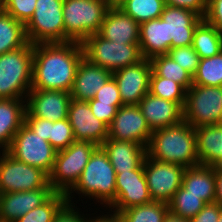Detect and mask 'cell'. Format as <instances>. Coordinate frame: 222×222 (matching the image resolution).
I'll return each instance as SVG.
<instances>
[{
	"mask_svg": "<svg viewBox=\"0 0 222 222\" xmlns=\"http://www.w3.org/2000/svg\"><path fill=\"white\" fill-rule=\"evenodd\" d=\"M222 114V86L193 84L186 92L183 121L193 128L219 124Z\"/></svg>",
	"mask_w": 222,
	"mask_h": 222,
	"instance_id": "9c48e42d",
	"label": "cell"
},
{
	"mask_svg": "<svg viewBox=\"0 0 222 222\" xmlns=\"http://www.w3.org/2000/svg\"><path fill=\"white\" fill-rule=\"evenodd\" d=\"M203 19L222 33V0H207V11Z\"/></svg>",
	"mask_w": 222,
	"mask_h": 222,
	"instance_id": "ee69618b",
	"label": "cell"
},
{
	"mask_svg": "<svg viewBox=\"0 0 222 222\" xmlns=\"http://www.w3.org/2000/svg\"><path fill=\"white\" fill-rule=\"evenodd\" d=\"M193 84L202 86H222V51L210 58L200 59L193 76Z\"/></svg>",
	"mask_w": 222,
	"mask_h": 222,
	"instance_id": "d590c367",
	"label": "cell"
},
{
	"mask_svg": "<svg viewBox=\"0 0 222 222\" xmlns=\"http://www.w3.org/2000/svg\"><path fill=\"white\" fill-rule=\"evenodd\" d=\"M74 141L73 130L68 119L51 121L49 143L57 151L69 147Z\"/></svg>",
	"mask_w": 222,
	"mask_h": 222,
	"instance_id": "8d00e7d4",
	"label": "cell"
},
{
	"mask_svg": "<svg viewBox=\"0 0 222 222\" xmlns=\"http://www.w3.org/2000/svg\"><path fill=\"white\" fill-rule=\"evenodd\" d=\"M112 77V72L90 63L83 58L77 68L71 99L87 102L95 97L96 92Z\"/></svg>",
	"mask_w": 222,
	"mask_h": 222,
	"instance_id": "7402d4cb",
	"label": "cell"
},
{
	"mask_svg": "<svg viewBox=\"0 0 222 222\" xmlns=\"http://www.w3.org/2000/svg\"><path fill=\"white\" fill-rule=\"evenodd\" d=\"M221 211L222 207L218 203H207L190 222H218Z\"/></svg>",
	"mask_w": 222,
	"mask_h": 222,
	"instance_id": "f6af8a7d",
	"label": "cell"
},
{
	"mask_svg": "<svg viewBox=\"0 0 222 222\" xmlns=\"http://www.w3.org/2000/svg\"><path fill=\"white\" fill-rule=\"evenodd\" d=\"M169 211L168 203L152 201L130 207L118 214L123 222H163Z\"/></svg>",
	"mask_w": 222,
	"mask_h": 222,
	"instance_id": "4dcf8cb0",
	"label": "cell"
},
{
	"mask_svg": "<svg viewBox=\"0 0 222 222\" xmlns=\"http://www.w3.org/2000/svg\"><path fill=\"white\" fill-rule=\"evenodd\" d=\"M106 0H64L65 43H83L98 33L109 10Z\"/></svg>",
	"mask_w": 222,
	"mask_h": 222,
	"instance_id": "5b68a950",
	"label": "cell"
},
{
	"mask_svg": "<svg viewBox=\"0 0 222 222\" xmlns=\"http://www.w3.org/2000/svg\"><path fill=\"white\" fill-rule=\"evenodd\" d=\"M92 197L101 204L110 206L115 201L116 172L111 165L108 156L101 146H98L92 153L89 162L83 169L79 180L66 193L67 202L71 203V193Z\"/></svg>",
	"mask_w": 222,
	"mask_h": 222,
	"instance_id": "3957f363",
	"label": "cell"
},
{
	"mask_svg": "<svg viewBox=\"0 0 222 222\" xmlns=\"http://www.w3.org/2000/svg\"><path fill=\"white\" fill-rule=\"evenodd\" d=\"M26 98V111L32 117H39L52 122L67 119L72 100L70 92L31 89Z\"/></svg>",
	"mask_w": 222,
	"mask_h": 222,
	"instance_id": "2e32d148",
	"label": "cell"
},
{
	"mask_svg": "<svg viewBox=\"0 0 222 222\" xmlns=\"http://www.w3.org/2000/svg\"><path fill=\"white\" fill-rule=\"evenodd\" d=\"M146 152L155 160L179 164L185 168L200 165L195 129L185 121L152 131Z\"/></svg>",
	"mask_w": 222,
	"mask_h": 222,
	"instance_id": "7a4b0ae2",
	"label": "cell"
},
{
	"mask_svg": "<svg viewBox=\"0 0 222 222\" xmlns=\"http://www.w3.org/2000/svg\"><path fill=\"white\" fill-rule=\"evenodd\" d=\"M165 5L190 10L204 18L207 11V0H164Z\"/></svg>",
	"mask_w": 222,
	"mask_h": 222,
	"instance_id": "7bdbcfd3",
	"label": "cell"
},
{
	"mask_svg": "<svg viewBox=\"0 0 222 222\" xmlns=\"http://www.w3.org/2000/svg\"><path fill=\"white\" fill-rule=\"evenodd\" d=\"M191 46L200 59L215 56L222 51V33L203 19L194 30Z\"/></svg>",
	"mask_w": 222,
	"mask_h": 222,
	"instance_id": "83f0119b",
	"label": "cell"
},
{
	"mask_svg": "<svg viewBox=\"0 0 222 222\" xmlns=\"http://www.w3.org/2000/svg\"><path fill=\"white\" fill-rule=\"evenodd\" d=\"M82 47L84 58L112 73L144 59L139 44L115 43L98 33L90 35L82 43Z\"/></svg>",
	"mask_w": 222,
	"mask_h": 222,
	"instance_id": "52a82bcc",
	"label": "cell"
},
{
	"mask_svg": "<svg viewBox=\"0 0 222 222\" xmlns=\"http://www.w3.org/2000/svg\"><path fill=\"white\" fill-rule=\"evenodd\" d=\"M98 147L88 141H74L69 147L56 153L48 181L55 192L67 193L79 180L83 169Z\"/></svg>",
	"mask_w": 222,
	"mask_h": 222,
	"instance_id": "8992f818",
	"label": "cell"
},
{
	"mask_svg": "<svg viewBox=\"0 0 222 222\" xmlns=\"http://www.w3.org/2000/svg\"><path fill=\"white\" fill-rule=\"evenodd\" d=\"M33 44L0 54V99H25L32 86ZM23 94V95H22Z\"/></svg>",
	"mask_w": 222,
	"mask_h": 222,
	"instance_id": "277c9868",
	"label": "cell"
},
{
	"mask_svg": "<svg viewBox=\"0 0 222 222\" xmlns=\"http://www.w3.org/2000/svg\"><path fill=\"white\" fill-rule=\"evenodd\" d=\"M91 112L98 119L104 122L107 126L110 125L114 116L117 113L119 107L123 105H111V103H99V101L94 98L87 101Z\"/></svg>",
	"mask_w": 222,
	"mask_h": 222,
	"instance_id": "60d3db41",
	"label": "cell"
},
{
	"mask_svg": "<svg viewBox=\"0 0 222 222\" xmlns=\"http://www.w3.org/2000/svg\"><path fill=\"white\" fill-rule=\"evenodd\" d=\"M54 192L52 188H41L0 194V220L15 222L33 208L43 204Z\"/></svg>",
	"mask_w": 222,
	"mask_h": 222,
	"instance_id": "d6986e66",
	"label": "cell"
},
{
	"mask_svg": "<svg viewBox=\"0 0 222 222\" xmlns=\"http://www.w3.org/2000/svg\"><path fill=\"white\" fill-rule=\"evenodd\" d=\"M163 222H190V220L168 211Z\"/></svg>",
	"mask_w": 222,
	"mask_h": 222,
	"instance_id": "681fc988",
	"label": "cell"
},
{
	"mask_svg": "<svg viewBox=\"0 0 222 222\" xmlns=\"http://www.w3.org/2000/svg\"><path fill=\"white\" fill-rule=\"evenodd\" d=\"M164 7V0H127L119 8L141 24L160 18Z\"/></svg>",
	"mask_w": 222,
	"mask_h": 222,
	"instance_id": "d6a6232c",
	"label": "cell"
},
{
	"mask_svg": "<svg viewBox=\"0 0 222 222\" xmlns=\"http://www.w3.org/2000/svg\"><path fill=\"white\" fill-rule=\"evenodd\" d=\"M67 203L65 193L54 192L43 204L33 208L15 222H53L56 215Z\"/></svg>",
	"mask_w": 222,
	"mask_h": 222,
	"instance_id": "1f68e13d",
	"label": "cell"
},
{
	"mask_svg": "<svg viewBox=\"0 0 222 222\" xmlns=\"http://www.w3.org/2000/svg\"><path fill=\"white\" fill-rule=\"evenodd\" d=\"M152 131L138 105H123L108 126V138L131 141L147 148Z\"/></svg>",
	"mask_w": 222,
	"mask_h": 222,
	"instance_id": "4fadbf2b",
	"label": "cell"
},
{
	"mask_svg": "<svg viewBox=\"0 0 222 222\" xmlns=\"http://www.w3.org/2000/svg\"><path fill=\"white\" fill-rule=\"evenodd\" d=\"M205 204L200 196L189 194L181 186L168 202V208L170 212L190 220L203 209Z\"/></svg>",
	"mask_w": 222,
	"mask_h": 222,
	"instance_id": "e575fe53",
	"label": "cell"
},
{
	"mask_svg": "<svg viewBox=\"0 0 222 222\" xmlns=\"http://www.w3.org/2000/svg\"><path fill=\"white\" fill-rule=\"evenodd\" d=\"M51 188L42 169L16 160L7 151L0 157V194Z\"/></svg>",
	"mask_w": 222,
	"mask_h": 222,
	"instance_id": "30bf717a",
	"label": "cell"
},
{
	"mask_svg": "<svg viewBox=\"0 0 222 222\" xmlns=\"http://www.w3.org/2000/svg\"><path fill=\"white\" fill-rule=\"evenodd\" d=\"M217 166L222 170V151H220V163Z\"/></svg>",
	"mask_w": 222,
	"mask_h": 222,
	"instance_id": "816d5d0a",
	"label": "cell"
},
{
	"mask_svg": "<svg viewBox=\"0 0 222 222\" xmlns=\"http://www.w3.org/2000/svg\"><path fill=\"white\" fill-rule=\"evenodd\" d=\"M64 0H37L31 19L25 24L28 42L65 43Z\"/></svg>",
	"mask_w": 222,
	"mask_h": 222,
	"instance_id": "ba28073f",
	"label": "cell"
},
{
	"mask_svg": "<svg viewBox=\"0 0 222 222\" xmlns=\"http://www.w3.org/2000/svg\"><path fill=\"white\" fill-rule=\"evenodd\" d=\"M83 58L81 43L34 44L31 89L71 92Z\"/></svg>",
	"mask_w": 222,
	"mask_h": 222,
	"instance_id": "6da1fadb",
	"label": "cell"
},
{
	"mask_svg": "<svg viewBox=\"0 0 222 222\" xmlns=\"http://www.w3.org/2000/svg\"><path fill=\"white\" fill-rule=\"evenodd\" d=\"M185 167L179 164L144 158V174L152 201L168 203L182 185Z\"/></svg>",
	"mask_w": 222,
	"mask_h": 222,
	"instance_id": "7c38bea8",
	"label": "cell"
},
{
	"mask_svg": "<svg viewBox=\"0 0 222 222\" xmlns=\"http://www.w3.org/2000/svg\"><path fill=\"white\" fill-rule=\"evenodd\" d=\"M37 0H2L0 7L24 25L31 19Z\"/></svg>",
	"mask_w": 222,
	"mask_h": 222,
	"instance_id": "74e56055",
	"label": "cell"
},
{
	"mask_svg": "<svg viewBox=\"0 0 222 222\" xmlns=\"http://www.w3.org/2000/svg\"><path fill=\"white\" fill-rule=\"evenodd\" d=\"M109 215H105V216H101V217L98 216L95 219H91V222H123L117 214L112 213Z\"/></svg>",
	"mask_w": 222,
	"mask_h": 222,
	"instance_id": "c3c4849f",
	"label": "cell"
},
{
	"mask_svg": "<svg viewBox=\"0 0 222 222\" xmlns=\"http://www.w3.org/2000/svg\"><path fill=\"white\" fill-rule=\"evenodd\" d=\"M152 202L149 194L143 164L136 170L116 172L115 201L109 206L114 214L134 206Z\"/></svg>",
	"mask_w": 222,
	"mask_h": 222,
	"instance_id": "5bb4252c",
	"label": "cell"
},
{
	"mask_svg": "<svg viewBox=\"0 0 222 222\" xmlns=\"http://www.w3.org/2000/svg\"><path fill=\"white\" fill-rule=\"evenodd\" d=\"M98 34L115 43L139 44L140 24L120 8H109Z\"/></svg>",
	"mask_w": 222,
	"mask_h": 222,
	"instance_id": "44dd1931",
	"label": "cell"
},
{
	"mask_svg": "<svg viewBox=\"0 0 222 222\" xmlns=\"http://www.w3.org/2000/svg\"><path fill=\"white\" fill-rule=\"evenodd\" d=\"M24 123L43 140L49 142L51 121L39 117H32L27 111L24 116Z\"/></svg>",
	"mask_w": 222,
	"mask_h": 222,
	"instance_id": "b9f144b4",
	"label": "cell"
},
{
	"mask_svg": "<svg viewBox=\"0 0 222 222\" xmlns=\"http://www.w3.org/2000/svg\"><path fill=\"white\" fill-rule=\"evenodd\" d=\"M181 186L189 194L200 196L206 204L215 202V166L185 168Z\"/></svg>",
	"mask_w": 222,
	"mask_h": 222,
	"instance_id": "484cf974",
	"label": "cell"
},
{
	"mask_svg": "<svg viewBox=\"0 0 222 222\" xmlns=\"http://www.w3.org/2000/svg\"><path fill=\"white\" fill-rule=\"evenodd\" d=\"M138 106L151 131L175 126L183 121V108L177 102L162 99L149 92Z\"/></svg>",
	"mask_w": 222,
	"mask_h": 222,
	"instance_id": "ffe728a7",
	"label": "cell"
},
{
	"mask_svg": "<svg viewBox=\"0 0 222 222\" xmlns=\"http://www.w3.org/2000/svg\"><path fill=\"white\" fill-rule=\"evenodd\" d=\"M194 129L200 165L217 166L222 151V125L214 124Z\"/></svg>",
	"mask_w": 222,
	"mask_h": 222,
	"instance_id": "4316f807",
	"label": "cell"
},
{
	"mask_svg": "<svg viewBox=\"0 0 222 222\" xmlns=\"http://www.w3.org/2000/svg\"><path fill=\"white\" fill-rule=\"evenodd\" d=\"M115 172L138 169L147 154L146 147L131 141L107 138L101 145Z\"/></svg>",
	"mask_w": 222,
	"mask_h": 222,
	"instance_id": "603a6c76",
	"label": "cell"
},
{
	"mask_svg": "<svg viewBox=\"0 0 222 222\" xmlns=\"http://www.w3.org/2000/svg\"><path fill=\"white\" fill-rule=\"evenodd\" d=\"M27 43L25 25L0 7V54L24 47Z\"/></svg>",
	"mask_w": 222,
	"mask_h": 222,
	"instance_id": "f1b7e54d",
	"label": "cell"
},
{
	"mask_svg": "<svg viewBox=\"0 0 222 222\" xmlns=\"http://www.w3.org/2000/svg\"><path fill=\"white\" fill-rule=\"evenodd\" d=\"M219 125H222V114H221V120L219 122Z\"/></svg>",
	"mask_w": 222,
	"mask_h": 222,
	"instance_id": "db71d44e",
	"label": "cell"
},
{
	"mask_svg": "<svg viewBox=\"0 0 222 222\" xmlns=\"http://www.w3.org/2000/svg\"><path fill=\"white\" fill-rule=\"evenodd\" d=\"M67 119L76 141H88L100 146L108 138V126L93 115L88 102L72 99Z\"/></svg>",
	"mask_w": 222,
	"mask_h": 222,
	"instance_id": "e0dca14e",
	"label": "cell"
},
{
	"mask_svg": "<svg viewBox=\"0 0 222 222\" xmlns=\"http://www.w3.org/2000/svg\"><path fill=\"white\" fill-rule=\"evenodd\" d=\"M215 202L222 207V170L215 166Z\"/></svg>",
	"mask_w": 222,
	"mask_h": 222,
	"instance_id": "7dc6e473",
	"label": "cell"
},
{
	"mask_svg": "<svg viewBox=\"0 0 222 222\" xmlns=\"http://www.w3.org/2000/svg\"><path fill=\"white\" fill-rule=\"evenodd\" d=\"M160 18L167 22L169 50L191 46L194 30L203 20L190 10L167 5H165Z\"/></svg>",
	"mask_w": 222,
	"mask_h": 222,
	"instance_id": "ac0fdd59",
	"label": "cell"
},
{
	"mask_svg": "<svg viewBox=\"0 0 222 222\" xmlns=\"http://www.w3.org/2000/svg\"><path fill=\"white\" fill-rule=\"evenodd\" d=\"M152 70L159 76L181 84L186 90L193 85V76L184 70L168 54L150 59Z\"/></svg>",
	"mask_w": 222,
	"mask_h": 222,
	"instance_id": "f546056e",
	"label": "cell"
},
{
	"mask_svg": "<svg viewBox=\"0 0 222 222\" xmlns=\"http://www.w3.org/2000/svg\"><path fill=\"white\" fill-rule=\"evenodd\" d=\"M7 152L16 160L38 167L49 174L57 150L24 123L13 137Z\"/></svg>",
	"mask_w": 222,
	"mask_h": 222,
	"instance_id": "8fae6325",
	"label": "cell"
},
{
	"mask_svg": "<svg viewBox=\"0 0 222 222\" xmlns=\"http://www.w3.org/2000/svg\"><path fill=\"white\" fill-rule=\"evenodd\" d=\"M26 101L23 99H0V147L8 151L13 137L24 124Z\"/></svg>",
	"mask_w": 222,
	"mask_h": 222,
	"instance_id": "cb8c5ba5",
	"label": "cell"
},
{
	"mask_svg": "<svg viewBox=\"0 0 222 222\" xmlns=\"http://www.w3.org/2000/svg\"><path fill=\"white\" fill-rule=\"evenodd\" d=\"M168 55L192 76L195 75L199 66L200 57L192 46L170 49Z\"/></svg>",
	"mask_w": 222,
	"mask_h": 222,
	"instance_id": "f35d334b",
	"label": "cell"
},
{
	"mask_svg": "<svg viewBox=\"0 0 222 222\" xmlns=\"http://www.w3.org/2000/svg\"><path fill=\"white\" fill-rule=\"evenodd\" d=\"M152 65L150 59L124 67L112 73L124 105H138L149 92Z\"/></svg>",
	"mask_w": 222,
	"mask_h": 222,
	"instance_id": "9a60e30c",
	"label": "cell"
},
{
	"mask_svg": "<svg viewBox=\"0 0 222 222\" xmlns=\"http://www.w3.org/2000/svg\"><path fill=\"white\" fill-rule=\"evenodd\" d=\"M139 46L142 56L145 59L168 54L169 39L167 22L161 18H157L141 23Z\"/></svg>",
	"mask_w": 222,
	"mask_h": 222,
	"instance_id": "d4e9b609",
	"label": "cell"
},
{
	"mask_svg": "<svg viewBox=\"0 0 222 222\" xmlns=\"http://www.w3.org/2000/svg\"><path fill=\"white\" fill-rule=\"evenodd\" d=\"M53 222H91V219L81 217L80 213L74 210L73 205L67 203L56 215Z\"/></svg>",
	"mask_w": 222,
	"mask_h": 222,
	"instance_id": "bcb514c9",
	"label": "cell"
},
{
	"mask_svg": "<svg viewBox=\"0 0 222 222\" xmlns=\"http://www.w3.org/2000/svg\"><path fill=\"white\" fill-rule=\"evenodd\" d=\"M187 90L179 83L159 77L153 70L150 76L149 93L172 102H177L184 108Z\"/></svg>",
	"mask_w": 222,
	"mask_h": 222,
	"instance_id": "836d02e7",
	"label": "cell"
},
{
	"mask_svg": "<svg viewBox=\"0 0 222 222\" xmlns=\"http://www.w3.org/2000/svg\"><path fill=\"white\" fill-rule=\"evenodd\" d=\"M218 222H222V211H221V213H220V217H219V219H218Z\"/></svg>",
	"mask_w": 222,
	"mask_h": 222,
	"instance_id": "f5cc1de1",
	"label": "cell"
},
{
	"mask_svg": "<svg viewBox=\"0 0 222 222\" xmlns=\"http://www.w3.org/2000/svg\"><path fill=\"white\" fill-rule=\"evenodd\" d=\"M127 0H106L110 8H119Z\"/></svg>",
	"mask_w": 222,
	"mask_h": 222,
	"instance_id": "f907efd6",
	"label": "cell"
},
{
	"mask_svg": "<svg viewBox=\"0 0 222 222\" xmlns=\"http://www.w3.org/2000/svg\"><path fill=\"white\" fill-rule=\"evenodd\" d=\"M95 100L99 103H111V105H124L122 103L118 86L113 77H111L98 92H96Z\"/></svg>",
	"mask_w": 222,
	"mask_h": 222,
	"instance_id": "ab89813d",
	"label": "cell"
}]
</instances>
